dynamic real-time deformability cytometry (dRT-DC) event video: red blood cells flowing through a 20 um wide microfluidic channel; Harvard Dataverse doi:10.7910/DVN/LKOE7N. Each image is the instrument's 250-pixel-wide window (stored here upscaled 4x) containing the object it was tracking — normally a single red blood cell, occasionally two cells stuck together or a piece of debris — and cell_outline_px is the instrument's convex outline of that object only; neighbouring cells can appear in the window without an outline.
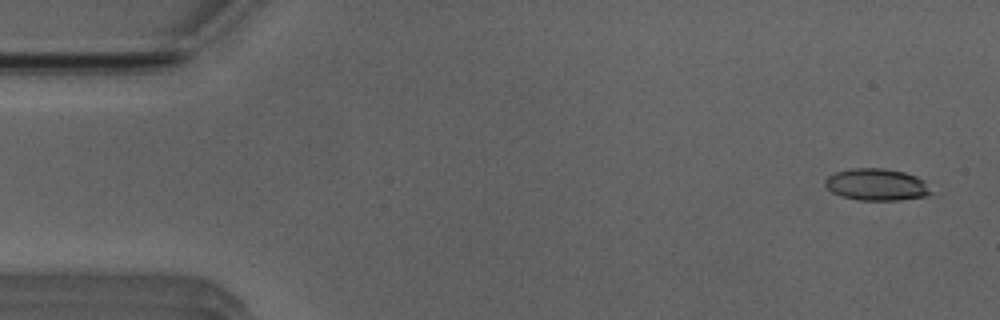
{"species": "Egyptian fruit bat (a non-hibernating species)", "species_latin": "Rousettus aegyptiacus", "temperature_condition": "room temperature", "stored_images_in_passage": 52, "camera_frame_rate_fps": 3000, "um_per_image_px": 0.085, "animal": {"sex": "male"}, "frame": {"image": 1, "passage_image": 3, "time_ms": 0.667, "image_size_px": [1000, 320], "cell_outline_px": [[932, 192], [928, 196], [900, 200], [860, 200], [844, 196], [832, 192], [824, 184], [824, 180], [828, 176], [836, 172], [852, 168], [884, 168], [904, 172], [916, 176], [924, 180]], "centroid_in_image_um": [74.53, 15.68], "position_along_channel_um": 10.5, "area_um2": 19.65}}
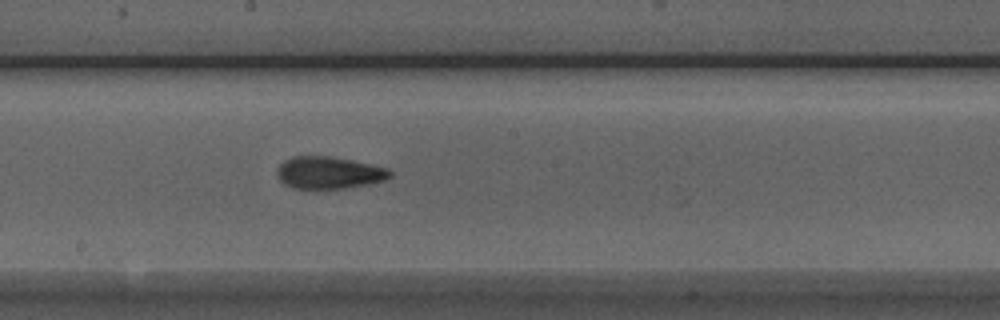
{"frame": {"image": 2, "passage_image": 28, "time_ms": 9.0, "image_size_px": [1000, 320], "cell_outline_px": [[392, 176], [384, 180], [368, 184], [344, 188], [292, 188], [284, 184], [280, 180], [276, 172], [276, 168], [284, 160], [292, 156], [328, 156], [352, 160], [388, 168], [392, 172]], "centroid_in_image_um": [27.94, 14.67], "position_along_channel_um": 220.3, "area_um2": 21.15}}
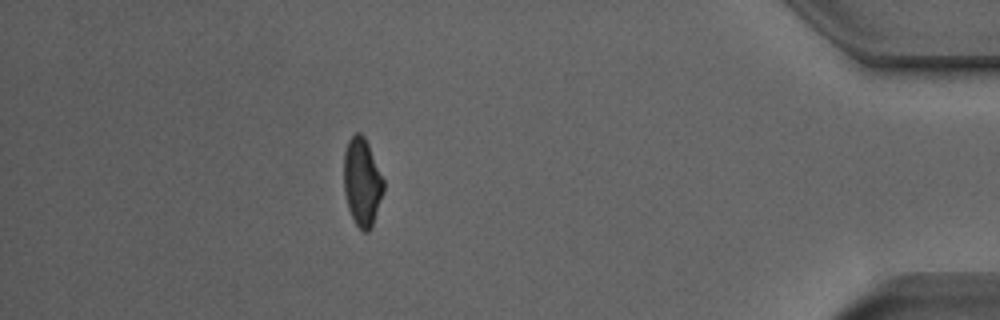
{"frame": {"image": 3, "passage_image": 46, "time_ms": 15.0, "image_size_px": [1000, 320], "cell_outline_px": [[384, 192], [372, 224], [368, 232], [364, 232], [356, 224], [348, 208], [344, 192], [344, 152], [348, 140], [356, 132], [360, 132], [364, 136], [368, 144], [384, 180]], "centroid_in_image_um": [30.77, 15.45], "position_along_channel_um": 404.4, "area_um2": 20.23}, "authors_computed_cell_mechanics": {"area_um2": 20.4901, "velocity_mm_per_s": 3.9594, "shape_relaxation_time_tau1_ms": 7.8502, "shape_relaxation_time_tau2_ms": 1.9469, "deformation_change_tau1": 0.1983, "deformation_change_tau2": 0.0966}}